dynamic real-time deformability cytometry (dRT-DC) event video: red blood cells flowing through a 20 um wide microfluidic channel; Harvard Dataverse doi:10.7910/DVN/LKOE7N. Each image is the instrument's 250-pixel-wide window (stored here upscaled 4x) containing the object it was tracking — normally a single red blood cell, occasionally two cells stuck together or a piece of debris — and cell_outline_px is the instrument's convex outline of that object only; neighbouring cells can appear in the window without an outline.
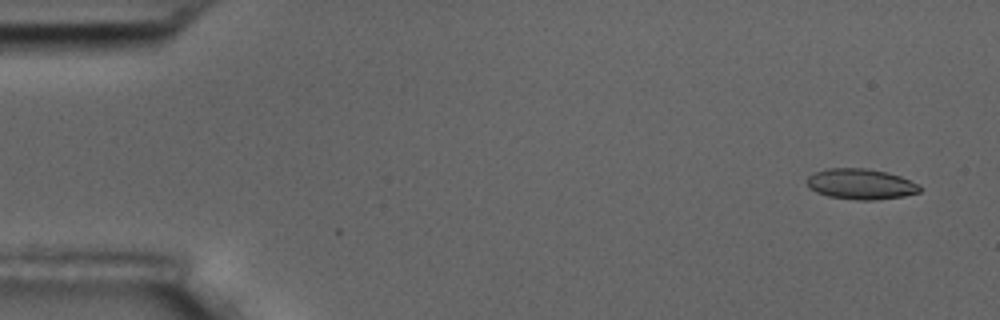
{"species": "common noctule bat (a hibernating species)", "species_latin": "Nyctalus noctula", "temperature_condition": "room temperature", "stored_images_in_passage": 4, "camera_frame_rate_fps": 3000, "um_per_image_px": 0.085, "animal": {"sex": "male", "body_mass_g": 17.5, "forearm_length_mm": 52.3}, "frame": {"image": 1, "passage_image": 1, "time_ms": 0.0, "image_size_px": [1000, 320], "cell_outline_px": [[920, 192], [904, 196], [872, 200], [856, 200], [828, 196], [816, 192], [808, 188], [808, 176], [816, 172], [828, 168], [868, 168], [888, 172], [900, 176], [920, 184]], "centroid_in_image_um": [73.18, 15.64], "position_along_channel_um": 11.8, "area_um2": 20.17}}
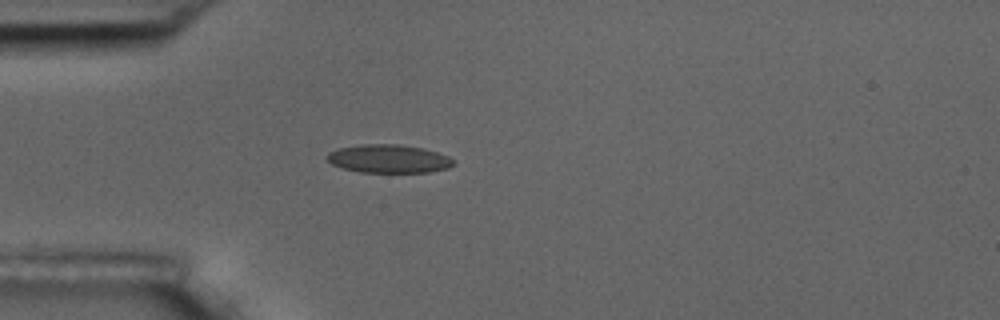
{"frame": {"image": 2, "passage_image": 4, "time_ms": 4.333, "image_size_px": [1000, 320], "cell_outline_px": [[456, 160], [448, 168], [428, 172], [360, 172], [344, 168], [332, 164], [324, 156], [328, 152], [336, 148], [364, 144], [396, 144], [424, 148], [448, 156]], "centroid_in_image_um": [33.01, 13.49], "position_along_channel_um": 52.0, "area_um2": 20.87}}